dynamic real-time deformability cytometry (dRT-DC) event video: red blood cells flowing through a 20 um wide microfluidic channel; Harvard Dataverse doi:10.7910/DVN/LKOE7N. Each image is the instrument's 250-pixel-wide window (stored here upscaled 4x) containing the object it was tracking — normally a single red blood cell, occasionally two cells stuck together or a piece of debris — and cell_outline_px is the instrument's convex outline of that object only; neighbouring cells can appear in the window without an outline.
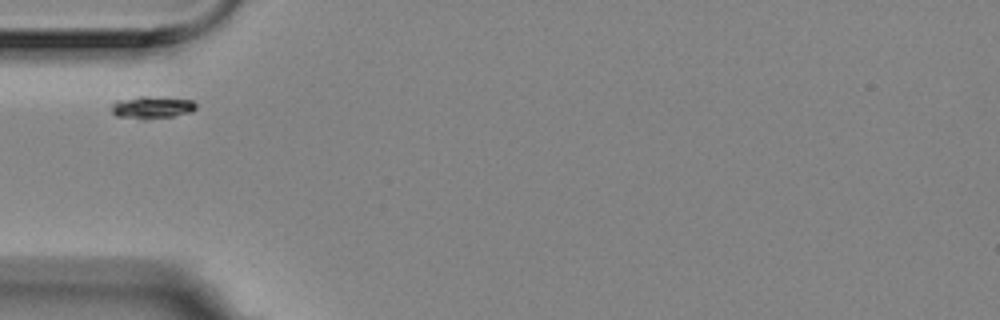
{"species": "Egyptian fruit bat (a non-hibernating species)", "species_latin": "Rousettus aegyptiacus", "temperature_condition": "room temperature", "stored_images_in_passage": 32, "camera_frame_rate_fps": 3000, "um_per_image_px": 0.085, "animal": {"sex": "female"}, "frame": {"image": 1, "passage_image": 1, "time_ms": 0.0, "image_size_px": [1000, 320], "cell_outline_px": [[196, 108], [192, 112], [172, 116], [116, 116], [112, 112], [112, 100], [136, 96], [144, 96], [192, 100], [196, 104]], "centroid_in_image_um": [12.89, 9.06], "position_along_channel_um": 72.1, "area_um2": 10.4}}
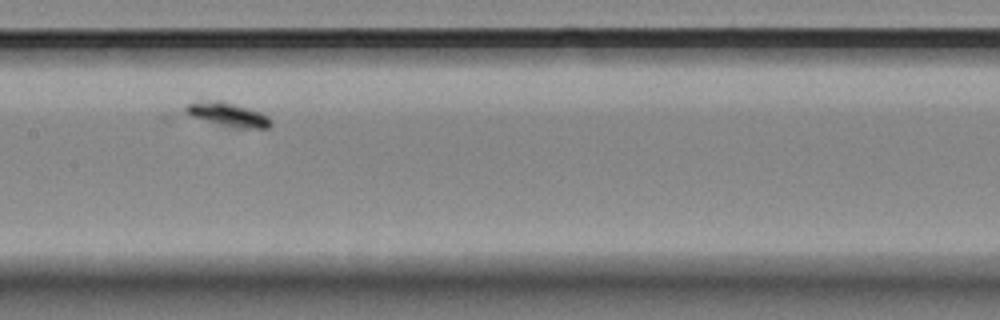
{"frame": {"image": 2, "passage_image": 12, "time_ms": 3.667, "image_size_px": [1000, 320], "cell_outline_px": [[272, 124], [268, 128], [228, 128], [164, 120], [160, 116], [160, 112], [200, 96], [224, 100], [260, 112], [268, 116], [272, 120]], "centroid_in_image_um": [18.39, 9.72], "position_along_channel_um": 189.0, "area_um2": 16.76}}
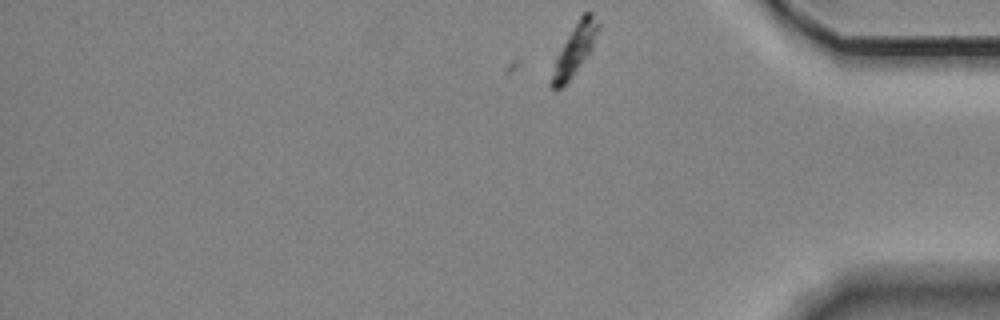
{"frame": {"image": 3, "passage_image": 32, "time_ms": 10.333, "image_size_px": [1000, 320], "cell_outline_px": [[600, 28], [592, 48], [588, 56], [568, 80], [560, 88], [552, 88], [548, 84], [556, 56], [580, 16], [584, 12], [592, 12], [600, 24]], "centroid_in_image_um": [48.85, 4.21], "position_along_channel_um": 386.3, "area_um2": 13.53}}